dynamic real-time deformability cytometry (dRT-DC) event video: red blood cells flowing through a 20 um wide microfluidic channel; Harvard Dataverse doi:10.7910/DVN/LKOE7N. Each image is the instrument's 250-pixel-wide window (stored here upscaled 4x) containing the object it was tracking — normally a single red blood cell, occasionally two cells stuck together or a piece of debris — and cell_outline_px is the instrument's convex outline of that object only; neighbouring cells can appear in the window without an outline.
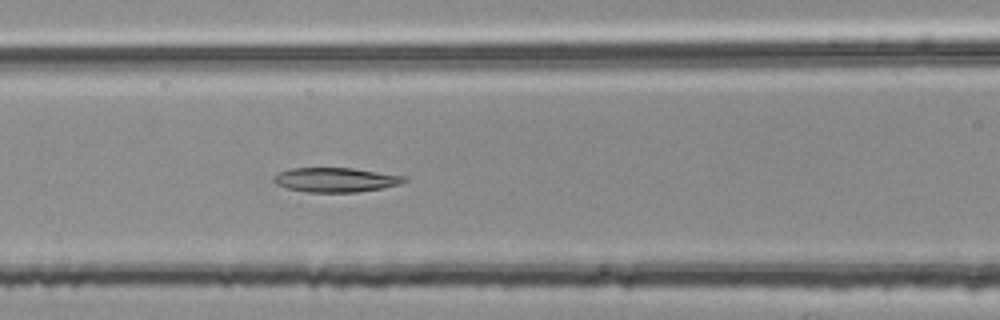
{"species": "common noctule bat (a hibernating species)", "species_latin": "Nyctalus noctula", "temperature_condition": "room temperature", "stored_images_in_passage": 51, "segment_of_instrument_passage": [2, 2], "camera_frame_rate_fps": 3000, "um_per_image_px": 0.085, "animal": {"sex": "female", "body_mass_g": 25.1}, "frame": {"image": 1, "passage_image": 21, "time_ms": 6.667, "image_size_px": [1000, 320], "cell_outline_px": [[408, 180], [400, 184], [380, 188], [356, 192], [308, 192], [288, 188], [276, 184], [272, 180], [272, 176], [280, 172], [292, 168], [352, 168], [408, 176]], "centroid_in_image_um": [28.54, 15.28], "position_along_channel_um": 138.1, "area_um2": 18.55}}
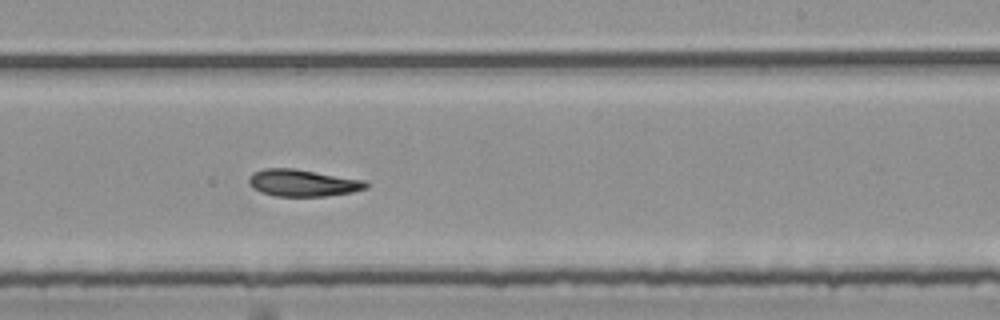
{"frame": {"image": 2, "passage_image": 31, "time_ms": 10.0, "image_size_px": [1000, 320], "cell_outline_px": [[368, 188], [352, 192], [328, 196], [276, 196], [260, 192], [252, 188], [248, 180], [252, 172], [264, 168], [292, 168], [364, 180], [368, 184]], "centroid_in_image_um": [25.71, 15.55], "position_along_channel_um": 263.3, "area_um2": 18.38}}
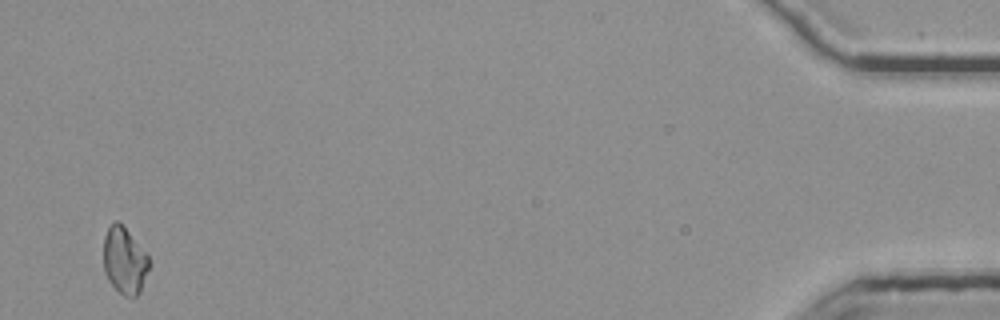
{"frame": {"image": 3, "passage_image": 51, "time_ms": 16.667, "image_size_px": [1000, 320], "cell_outline_px": [[148, 268], [140, 292], [136, 296], [124, 296], [108, 280], [104, 272], [104, 236], [108, 228], [116, 220], [128, 232], [148, 256]], "centroid_in_image_um": [10.56, 22.17], "position_along_channel_um": 424.6, "area_um2": 17.11}}